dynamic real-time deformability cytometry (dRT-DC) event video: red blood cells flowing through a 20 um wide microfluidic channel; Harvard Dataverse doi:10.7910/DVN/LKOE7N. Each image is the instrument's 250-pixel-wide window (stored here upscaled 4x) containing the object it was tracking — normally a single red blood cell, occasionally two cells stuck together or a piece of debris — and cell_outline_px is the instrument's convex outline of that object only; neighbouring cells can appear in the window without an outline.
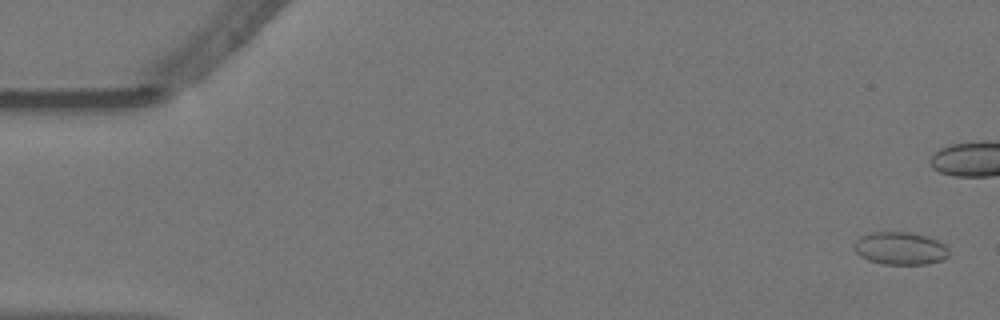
{"species": "Egyptian fruit bat (a non-hibernating species)", "species_latin": "Rousettus aegyptiacus", "temperature_condition": "warm", "stored_images_in_passage": 45, "camera_frame_rate_fps": 3000, "um_per_image_px": 0.085, "animal": {"sex": "female"}, "frame": {"image": 1, "passage_image": 2, "time_ms": 0.333, "image_size_px": [1000, 320], "cell_outline_px": [[948, 256], [944, 260], [928, 264], [884, 264], [868, 260], [860, 256], [852, 248], [856, 240], [860, 236], [872, 232], [908, 232], [924, 236], [936, 240], [944, 244], [948, 248]], "centroid_in_image_um": [76.5, 21.12], "position_along_channel_um": 8.5, "area_um2": 18.09}}
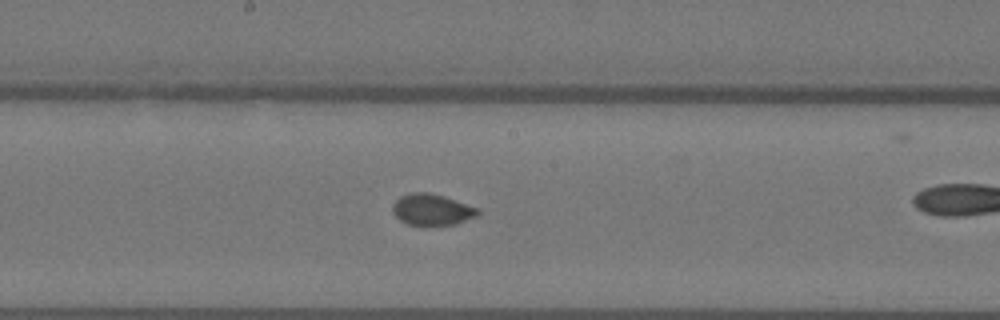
{"frame": {"image": 2, "passage_image": 30, "time_ms": 9.667, "image_size_px": [1000, 320], "cell_outline_px": [[480, 212], [476, 216], [456, 224], [432, 228], [424, 228], [408, 224], [400, 220], [392, 212], [392, 204], [400, 196], [412, 192], [428, 192], [444, 196], [480, 208]], "centroid_in_image_um": [36.71, 17.86], "position_along_channel_um": 211.5, "area_um2": 16.24}}
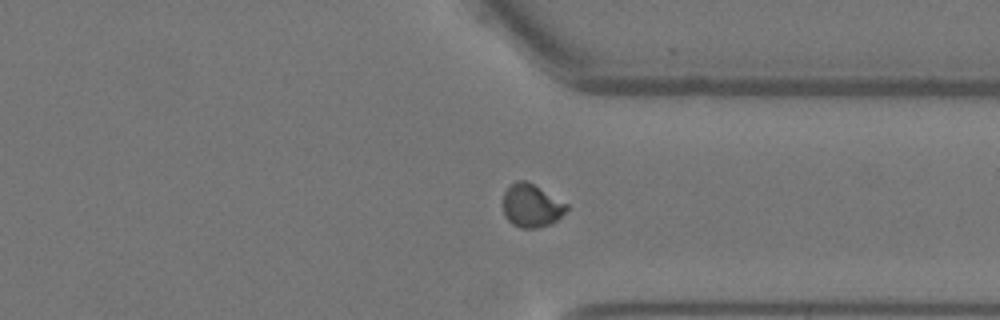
{"frame": {"image": 3, "passage_image": 43, "time_ms": 14.0, "image_size_px": [1000, 320], "cell_outline_px": [[568, 208], [556, 220], [548, 224], [536, 228], [520, 228], [512, 224], [504, 216], [504, 192], [516, 180], [524, 180], [532, 184], [568, 204]], "centroid_in_image_um": [45.15, 17.49], "position_along_channel_um": 366.2, "area_um2": 15.61}}